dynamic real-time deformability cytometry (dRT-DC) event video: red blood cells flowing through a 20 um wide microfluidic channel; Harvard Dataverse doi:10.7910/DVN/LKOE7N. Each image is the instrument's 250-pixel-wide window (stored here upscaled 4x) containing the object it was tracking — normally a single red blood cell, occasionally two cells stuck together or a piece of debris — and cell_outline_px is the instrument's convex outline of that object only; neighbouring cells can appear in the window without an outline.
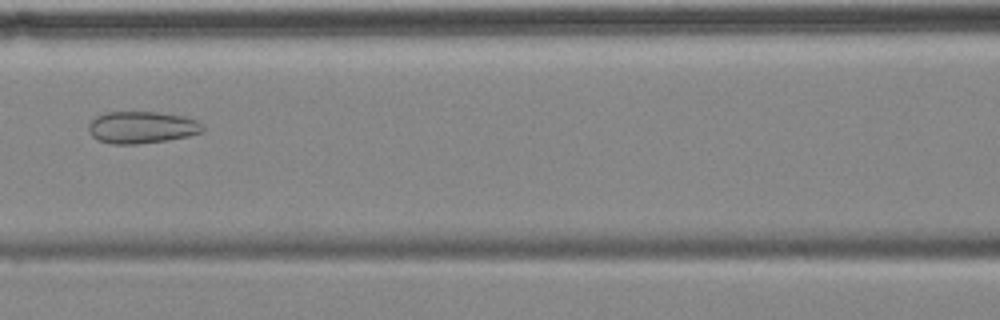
{"species": "common noctule bat (a hibernating species)", "species_latin": "Nyctalus noctula", "temperature_condition": "cold", "stored_images_in_passage": 7, "camera_frame_rate_fps": 3000, "um_per_image_px": 0.085, "animal": {"sex": "female", "body_mass_g": 18.4}, "frame": {"image": 1, "passage_image": 4, "time_ms": 4.333, "image_size_px": [1000, 320], "cell_outline_px": [[204, 132], [188, 136], [168, 140], [136, 144], [112, 144], [96, 140], [88, 132], [88, 124], [96, 116], [108, 112], [156, 112], [184, 116], [196, 120], [204, 128]], "centroid_in_image_um": [12.03, 10.83], "position_along_channel_um": 154.6, "area_um2": 21.39}}
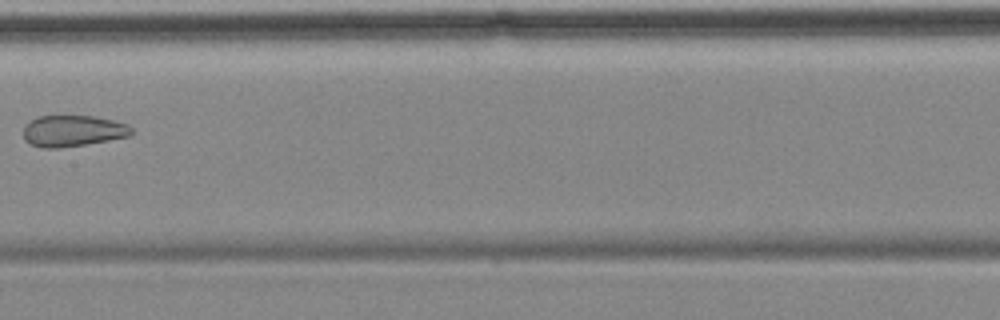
{"frame": {"image": 2, "passage_image": 5, "time_ms": 5.667, "image_size_px": [1000, 320], "cell_outline_px": [[132, 132], [128, 136], [108, 140], [60, 148], [40, 148], [24, 140], [24, 124], [40, 116], [92, 116], [112, 120], [128, 124], [132, 128]], "centroid_in_image_um": [6.16, 11.13], "position_along_channel_um": 201.2, "area_um2": 19.54}}
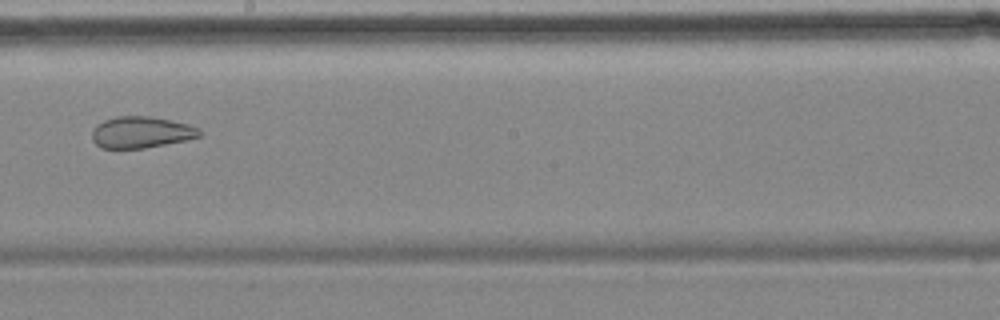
{"frame": {"image": 3, "passage_image": 6, "time_ms": 6.667, "image_size_px": [1000, 320], "cell_outline_px": [[200, 136], [184, 140], [144, 148], [100, 148], [92, 140], [92, 132], [104, 120], [116, 116], [148, 116], [172, 120], [188, 124], [200, 128]], "centroid_in_image_um": [12.0, 11.24], "position_along_channel_um": 236.2, "area_um2": 19.48}}